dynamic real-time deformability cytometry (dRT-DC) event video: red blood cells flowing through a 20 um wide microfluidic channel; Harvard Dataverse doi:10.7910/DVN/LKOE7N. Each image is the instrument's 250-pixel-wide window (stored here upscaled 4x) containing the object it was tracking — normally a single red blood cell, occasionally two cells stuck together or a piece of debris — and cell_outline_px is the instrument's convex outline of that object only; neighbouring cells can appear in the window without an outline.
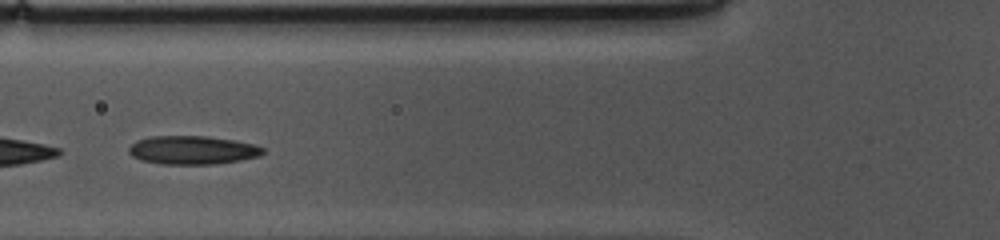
{"species": "common noctule bat (a hibernating species)", "species_latin": "Nyctalus noctula", "temperature_condition": "cold", "stored_images_in_passage": 23, "camera_frame_rate_fps": 3000, "um_per_image_px": 0.085, "animal": {"sex": "female", "body_mass_g": 10.0, "forearm_length_mm": 53.1}, "frame": {"image": 1, "passage_image": 14, "time_ms": 4.333, "image_size_px": [1000, 240], "cell_outline_px": [[264, 152], [260, 156], [240, 160], [212, 164], [164, 164], [140, 160], [132, 156], [128, 152], [128, 148], [136, 140], [148, 136], [208, 136], [236, 140], [252, 144], [264, 148]], "centroid_in_image_um": [16.34, 12.75], "position_along_channel_um": 109.5, "area_um2": 22.37}}